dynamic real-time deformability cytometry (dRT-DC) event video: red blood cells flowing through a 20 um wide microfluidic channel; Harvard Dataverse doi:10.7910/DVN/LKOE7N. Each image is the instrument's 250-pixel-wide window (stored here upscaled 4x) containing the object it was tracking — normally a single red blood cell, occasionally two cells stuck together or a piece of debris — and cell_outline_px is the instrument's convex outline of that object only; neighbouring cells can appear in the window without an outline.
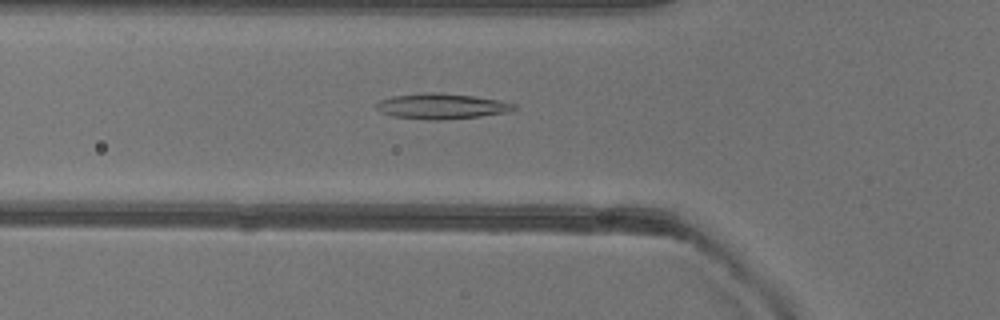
{"species": "common noctule bat (a hibernating species)", "species_latin": "Nyctalus noctula", "temperature_condition": "warm", "stored_images_in_passage": 50, "camera_frame_rate_fps": 3000, "um_per_image_px": 0.085, "animal": {"sex": "female"}, "frame": {"image": 1, "passage_image": 17, "time_ms": 5.333, "image_size_px": [1000, 320], "cell_outline_px": [[516, 108], [508, 112], [480, 116], [440, 120], [428, 120], [392, 116], [380, 112], [376, 108], [376, 104], [380, 100], [392, 96], [428, 92], [440, 92], [472, 96], [500, 100], [516, 104]], "centroid_in_image_um": [37.52, 9.03], "position_along_channel_um": 88.3, "area_um2": 20.46}}
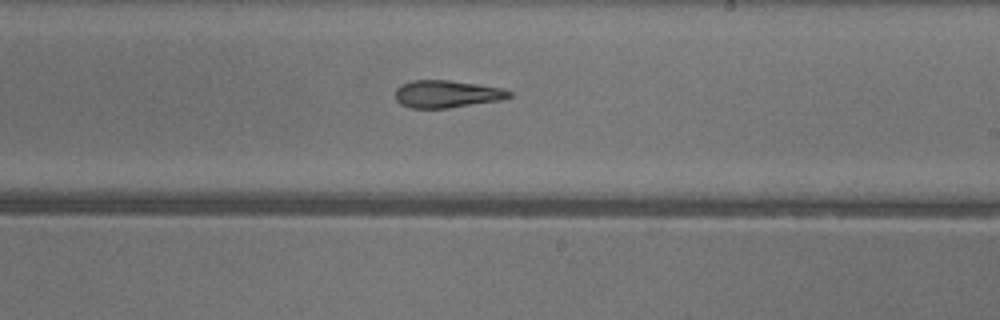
{"frame": {"image": 2, "passage_image": 29, "time_ms": 9.333, "image_size_px": [1000, 320], "cell_outline_px": [[512, 96], [504, 100], [448, 108], [408, 108], [400, 104], [396, 100], [396, 88], [400, 84], [412, 80], [448, 80], [504, 88], [512, 92]], "centroid_in_image_um": [37.99, 7.99], "position_along_channel_um": 251.0, "area_um2": 18.44}}
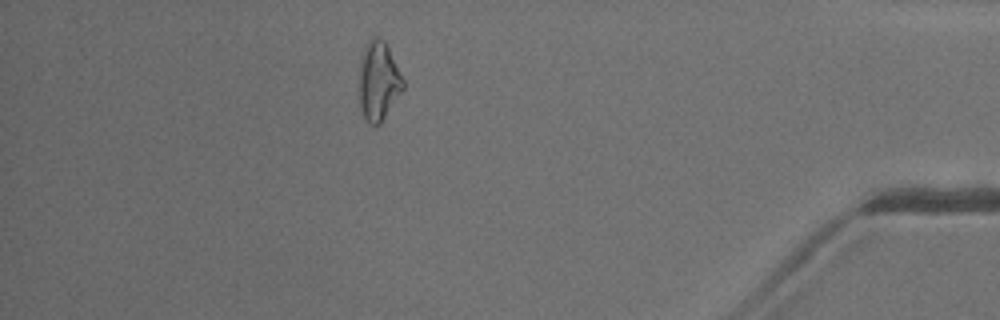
{"frame": {"image": 3, "passage_image": 44, "time_ms": 14.333, "image_size_px": [1000, 320], "cell_outline_px": [[404, 88], [380, 124], [368, 124], [360, 108], [360, 56], [368, 40], [376, 36], [384, 40], [404, 80]], "centroid_in_image_um": [32.17, 6.88], "position_along_channel_um": 403.0, "area_um2": 20.0}, "authors_computed_cell_mechanics": {"area_um2": 19.941, "velocity_mm_per_s": 4.0546, "shape_relaxation_time_tau1_ms": null, "shape_relaxation_time_tau2_ms": 4.0675, "deformation_change_tau1": null, "deformation_change_tau2": 0.1402}}